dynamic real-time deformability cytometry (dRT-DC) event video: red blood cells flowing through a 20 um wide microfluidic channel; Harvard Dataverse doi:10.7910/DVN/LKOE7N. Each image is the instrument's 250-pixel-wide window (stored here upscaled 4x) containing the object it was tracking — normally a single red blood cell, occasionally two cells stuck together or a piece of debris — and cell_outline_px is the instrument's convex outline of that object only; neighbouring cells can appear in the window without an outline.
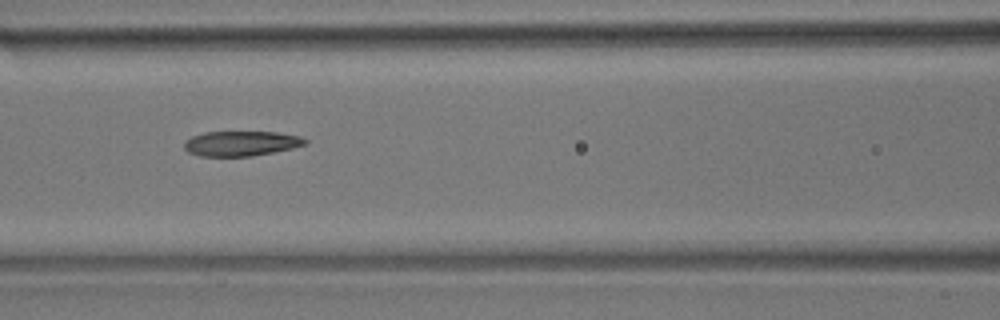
{"species": "common noctule bat (a hibernating species)", "species_latin": "Nyctalus noctula", "temperature_condition": "room temperature", "stored_images_in_passage": 11, "camera_frame_rate_fps": 3000, "um_per_image_px": 0.085, "animal": {"sex": "male", "body_mass_g": 17.9}, "frame": {"image": 1, "passage_image": 7, "time_ms": 7.667, "image_size_px": [1000, 320], "cell_outline_px": [[308, 144], [292, 148], [252, 156], [200, 156], [188, 152], [184, 148], [184, 144], [192, 136], [204, 132], [276, 132], [300, 136], [308, 140]], "centroid_in_image_um": [20.51, 12.19], "position_along_channel_um": 146.1, "area_um2": 17.51}}
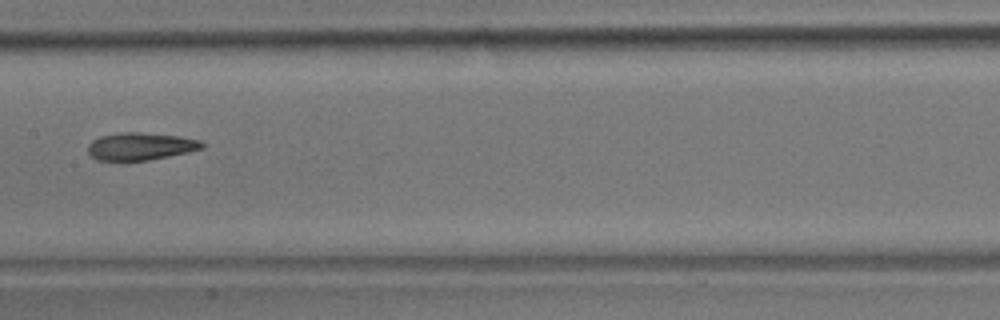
{"frame": {"image": 2, "passage_image": 8, "time_ms": 9.0, "image_size_px": [1000, 320], "cell_outline_px": [[208, 144], [204, 148], [188, 152], [128, 164], [96, 160], [88, 152], [88, 144], [92, 140], [100, 136], [120, 132], [140, 132], [180, 136], [200, 140]], "centroid_in_image_um": [11.92, 12.47], "position_along_channel_um": 195.5, "area_um2": 19.13}}
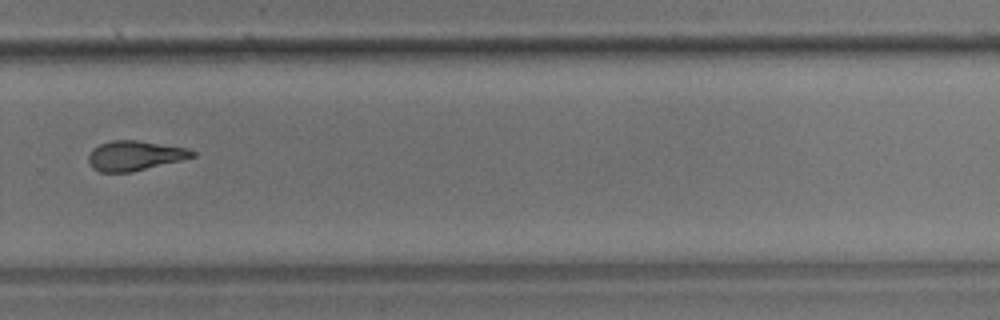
{"frame": {"image": 3, "passage_image": 11, "time_ms": 12.333, "image_size_px": [1000, 320], "cell_outline_px": [[196, 156], [132, 172], [100, 172], [92, 168], [88, 164], [88, 156], [92, 148], [100, 144], [112, 140], [136, 140], [188, 148], [196, 152]], "centroid_in_image_um": [11.42, 13.23], "position_along_channel_um": 318.4, "area_um2": 18.03}}